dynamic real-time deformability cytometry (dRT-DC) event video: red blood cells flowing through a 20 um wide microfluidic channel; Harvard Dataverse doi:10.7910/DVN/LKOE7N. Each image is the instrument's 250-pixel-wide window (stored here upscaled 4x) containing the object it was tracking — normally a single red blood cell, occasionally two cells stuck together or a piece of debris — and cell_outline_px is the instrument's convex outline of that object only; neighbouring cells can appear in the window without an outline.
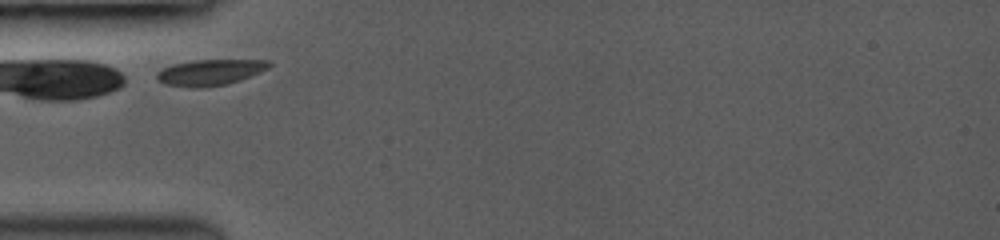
{"species": "common noctule bat (a hibernating species)", "species_latin": "Nyctalus noctula", "temperature_condition": "room temperature", "stored_images_in_passage": 2, "camera_frame_rate_fps": 3000, "um_per_image_px": 0.085, "animal": {"sex": "female", "body_mass_g": 19.0, "forearm_length_mm": 53.3}, "frame": {"image": 1, "passage_image": 1, "time_ms": 0.0, "image_size_px": [1000, 240], "cell_outline_px": [[272, 64], [268, 68], [260, 72], [240, 80], [228, 84], [204, 88], [192, 88], [164, 84], [156, 80], [156, 72], [172, 64], [192, 60], [272, 60]], "centroid_in_image_um": [17.83, 6.16], "position_along_channel_um": 67.2, "area_um2": 17.22}}